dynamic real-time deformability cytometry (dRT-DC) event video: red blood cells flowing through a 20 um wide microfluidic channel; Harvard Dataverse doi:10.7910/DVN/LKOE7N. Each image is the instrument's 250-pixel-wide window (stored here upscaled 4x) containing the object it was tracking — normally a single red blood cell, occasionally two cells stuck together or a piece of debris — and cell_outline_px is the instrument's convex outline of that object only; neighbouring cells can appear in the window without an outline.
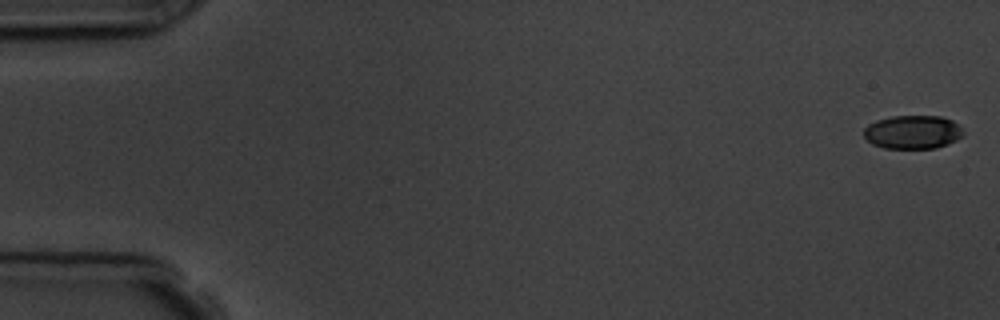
{"species": "common noctule bat (a hibernating species)", "species_latin": "Nyctalus noctula", "temperature_condition": "room temperature", "stored_images_in_passage": 5, "camera_frame_rate_fps": 3000, "um_per_image_px": 0.085, "animal": {"sex": "male", "body_mass_g": 19.5, "forearm_length_mm": 54.6}, "frame": {"image": 1, "passage_image": 1, "time_ms": 0.0, "image_size_px": [1000, 320], "cell_outline_px": [[964, 136], [948, 144], [936, 148], [884, 148], [872, 144], [864, 136], [864, 128], [868, 124], [876, 120], [892, 116], [940, 116], [952, 120], [964, 132]], "centroid_in_image_um": [77.58, 11.23], "position_along_channel_um": 7.4, "area_um2": 19.48}}
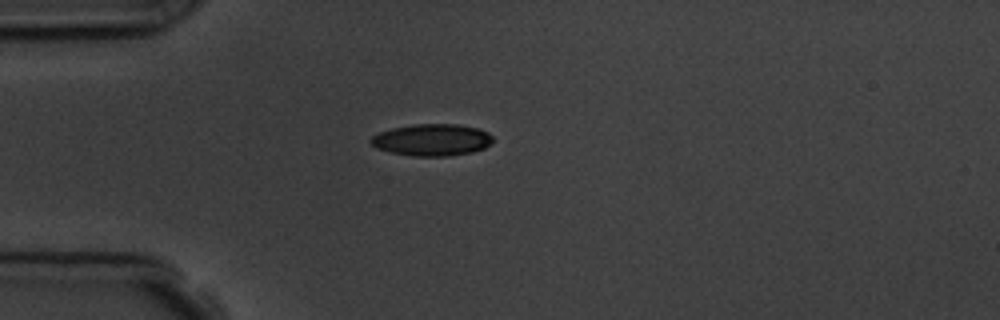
{"frame": {"image": 2, "passage_image": 5, "time_ms": 4.667, "image_size_px": [1000, 320], "cell_outline_px": [[492, 140], [484, 148], [472, 152], [448, 156], [416, 156], [392, 152], [376, 148], [368, 140], [372, 136], [380, 132], [392, 128], [412, 124], [460, 124], [476, 128], [488, 132], [492, 136]], "centroid_in_image_um": [36.7, 11.88], "position_along_channel_um": 48.3, "area_um2": 22.54}}